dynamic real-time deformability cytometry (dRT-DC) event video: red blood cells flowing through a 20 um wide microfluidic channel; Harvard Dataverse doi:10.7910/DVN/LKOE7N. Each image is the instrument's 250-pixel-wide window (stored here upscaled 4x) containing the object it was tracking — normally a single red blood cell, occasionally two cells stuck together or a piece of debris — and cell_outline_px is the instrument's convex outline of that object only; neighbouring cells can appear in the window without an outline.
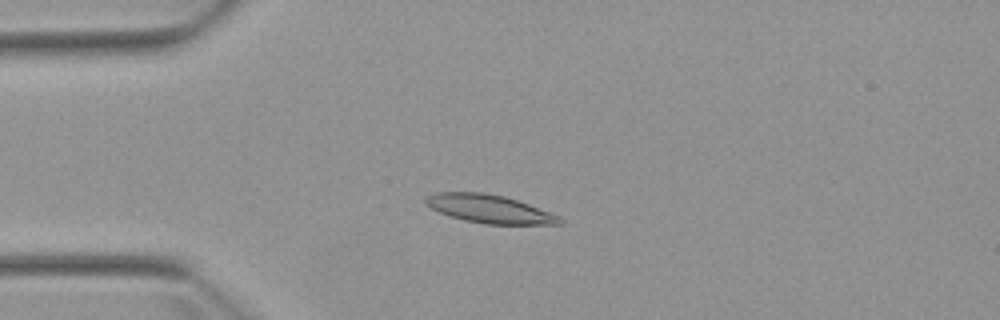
{"species": "Egyptian fruit bat (a non-hibernating species)", "species_latin": "Rousettus aegyptiacus", "temperature_condition": "warm", "stored_images_in_passage": 6, "camera_frame_rate_fps": 3000, "um_per_image_px": 0.085, "animal": {"sex": "female"}, "frame": {"image": 1, "passage_image": 4, "time_ms": 3.333, "image_size_px": [1000, 320], "cell_outline_px": [[564, 224], [484, 224], [464, 220], [448, 216], [432, 208], [424, 200], [424, 196], [436, 192], [484, 192], [504, 196], [528, 204], [560, 216], [564, 220]], "centroid_in_image_um": [41.59, 17.75], "position_along_channel_um": 43.4, "area_um2": 22.08}}
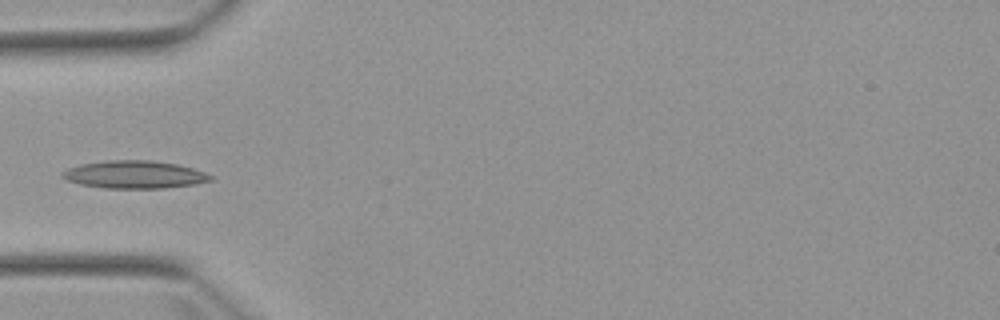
{"frame": {"image": 2, "passage_image": 5, "time_ms": 4.667, "image_size_px": [1000, 320], "cell_outline_px": [[212, 180], [196, 184], [164, 188], [104, 188], [80, 184], [64, 180], [60, 176], [60, 172], [68, 168], [80, 164], [108, 160], [148, 160], [176, 164], [192, 168], [204, 172], [212, 176]], "centroid_in_image_um": [11.37, 14.84], "position_along_channel_um": 73.6, "area_um2": 23.99}}
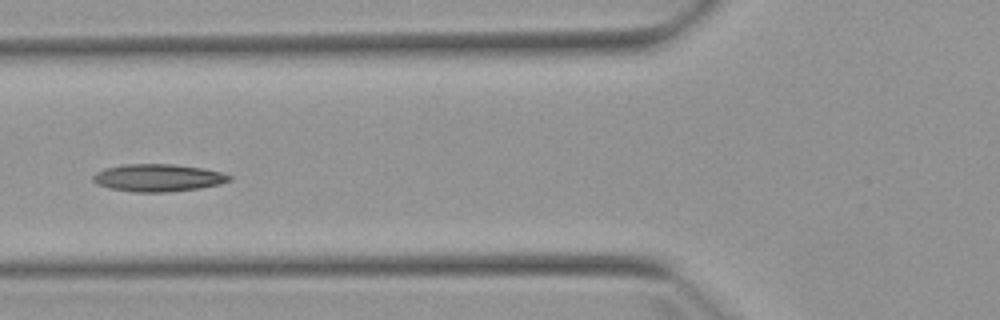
{"frame": {"image": 3, "passage_image": 6, "time_ms": 5.667, "image_size_px": [1000, 320], "cell_outline_px": [[232, 180], [220, 184], [200, 188], [164, 192], [132, 192], [108, 188], [96, 184], [92, 180], [92, 176], [96, 172], [104, 168], [124, 164], [172, 164], [204, 168], [220, 172], [232, 176]], "centroid_in_image_um": [13.41, 15.11], "position_along_channel_um": 112.4, "area_um2": 21.96}}